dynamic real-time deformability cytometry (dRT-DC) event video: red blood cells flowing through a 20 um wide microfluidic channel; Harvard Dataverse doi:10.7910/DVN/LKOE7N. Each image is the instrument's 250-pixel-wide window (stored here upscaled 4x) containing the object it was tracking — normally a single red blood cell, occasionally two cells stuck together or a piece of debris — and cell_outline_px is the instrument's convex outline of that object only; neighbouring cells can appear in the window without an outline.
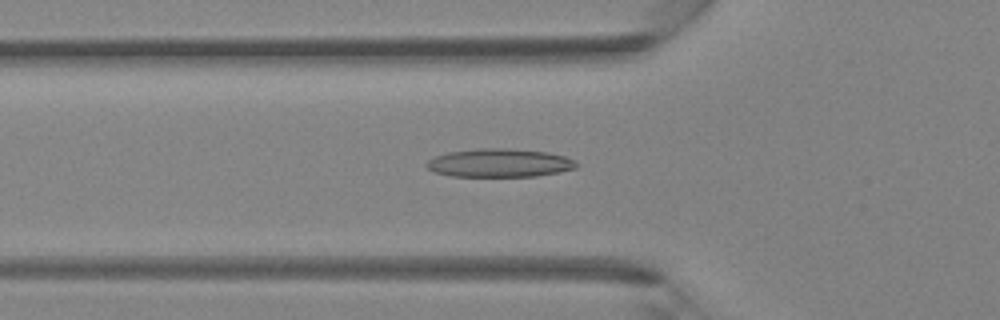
{"species": "Egyptian fruit bat (a non-hibernating species)", "species_latin": "Rousettus aegyptiacus", "temperature_condition": "room temperature", "stored_images_in_passage": 33, "camera_frame_rate_fps": 3000, "um_per_image_px": 0.085, "animal": {"sex": "female"}, "frame": {"image": 1, "passage_image": 5, "time_ms": 1.333, "image_size_px": [1000, 320], "cell_outline_px": [[580, 164], [576, 168], [536, 176], [452, 176], [436, 172], [428, 168], [424, 164], [428, 160], [436, 156], [448, 152], [476, 148], [508, 148], [548, 152], [564, 156]], "centroid_in_image_um": [42.44, 13.84], "position_along_channel_um": 83.4, "area_um2": 24.68}}
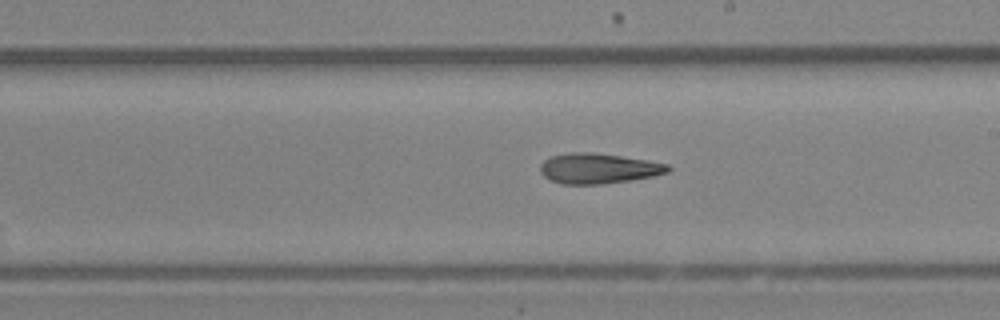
{"frame": {"image": 2, "passage_image": 15, "time_ms": 4.667, "image_size_px": [1000, 320], "cell_outline_px": [[672, 168], [668, 172], [652, 176], [632, 180], [600, 184], [560, 184], [544, 176], [540, 172], [540, 164], [544, 160], [552, 156], [572, 152], [592, 152], [648, 160], [668, 164]], "centroid_in_image_um": [50.86, 14.32], "position_along_channel_um": 238.1, "area_um2": 22.48}}
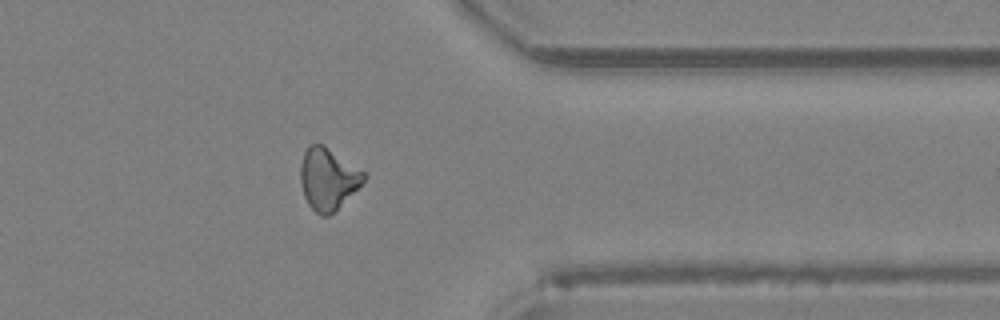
{"frame": {"image": 3, "passage_image": 25, "time_ms": 8.0, "image_size_px": [1000, 320], "cell_outline_px": [[368, 176], [328, 216], [320, 216], [308, 204], [304, 196], [300, 184], [300, 164], [304, 152], [308, 144], [324, 144], [368, 172]], "centroid_in_image_um": [27.87, 15.14], "position_along_channel_um": 383.5, "area_um2": 22.89}}